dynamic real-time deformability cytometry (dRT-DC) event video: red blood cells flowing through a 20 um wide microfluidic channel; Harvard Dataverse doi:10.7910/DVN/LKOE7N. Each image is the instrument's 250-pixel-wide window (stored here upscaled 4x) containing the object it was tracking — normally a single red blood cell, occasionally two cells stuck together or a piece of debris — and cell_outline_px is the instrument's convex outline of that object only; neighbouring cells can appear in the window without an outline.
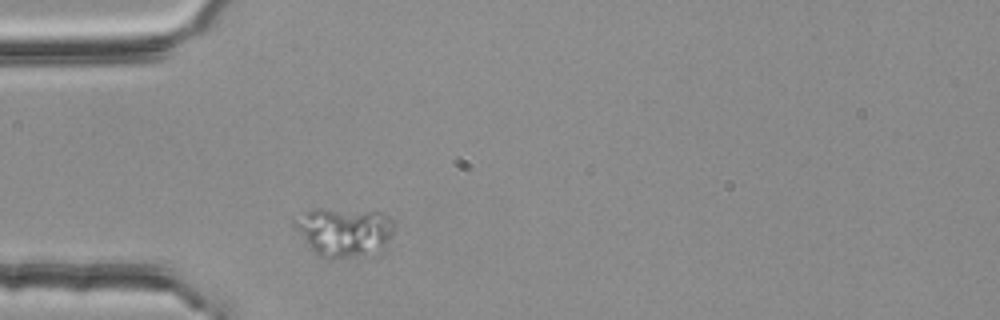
{"species": "common noctule bat (a hibernating species)", "species_latin": "Nyctalus noctula", "temperature_condition": "room temperature", "stored_images_in_passage": 1, "camera_frame_rate_fps": 3000, "um_per_image_px": 0.085, "animal": {"sex": "female", "body_mass_g": 25.1}, "frame": {"image": 1, "passage_image": 1, "time_ms": 0.0, "image_size_px": [1000, 320], "cell_outline_px": [[392, 236], [380, 244], [360, 252], [340, 256], [316, 256], [292, 224], [292, 216], [312, 208], [320, 208], [380, 212], [388, 216], [392, 220]], "centroid_in_image_um": [29.06, 19.58], "position_along_channel_um": 55.9, "area_um2": 26.99}}